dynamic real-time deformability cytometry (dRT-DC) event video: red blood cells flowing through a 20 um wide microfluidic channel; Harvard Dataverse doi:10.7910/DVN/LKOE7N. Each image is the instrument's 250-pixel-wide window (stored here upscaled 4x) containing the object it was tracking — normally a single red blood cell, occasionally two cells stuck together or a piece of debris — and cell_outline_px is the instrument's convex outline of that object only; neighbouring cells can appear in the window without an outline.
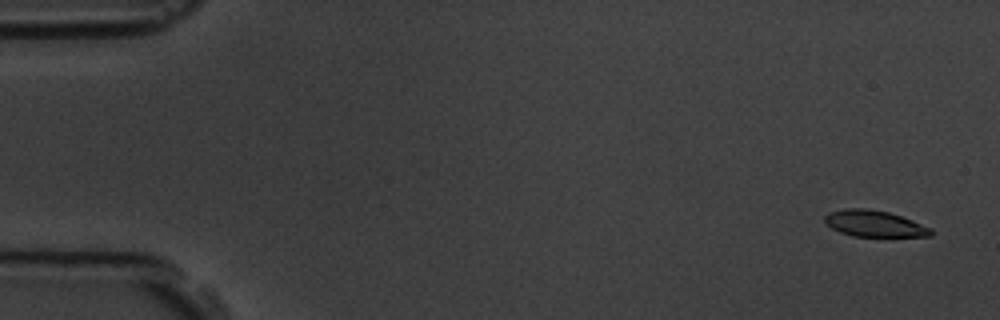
{"species": "common noctule bat (a hibernating species)", "species_latin": "Nyctalus noctula", "temperature_condition": "room temperature", "stored_images_in_passage": 6, "camera_frame_rate_fps": 3000, "um_per_image_px": 0.085, "animal": {"sex": "male", "body_mass_g": 19.5, "forearm_length_mm": 54.6}, "frame": {"image": 1, "passage_image": 1, "time_ms": 0.0, "image_size_px": [1000, 320], "cell_outline_px": [[932, 236], [852, 236], [840, 232], [832, 228], [824, 220], [824, 216], [828, 212], [844, 208], [868, 208], [888, 212], [912, 220], [932, 228]], "centroid_in_image_um": [74.3, 19.0], "position_along_channel_um": 10.7, "area_um2": 16.24}}
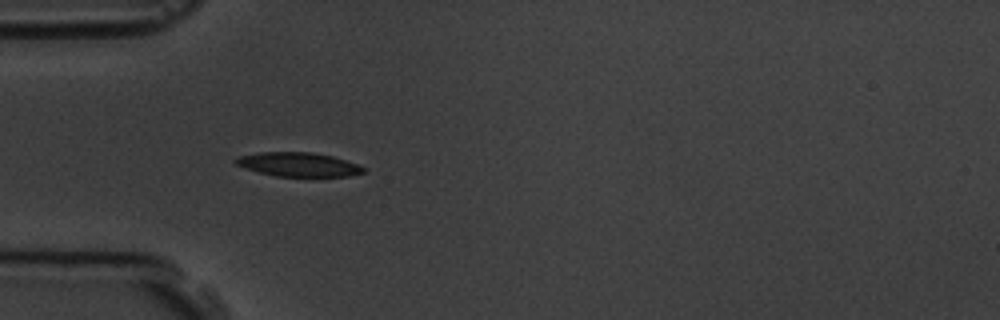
{"frame": {"image": 2, "passage_image": 5, "time_ms": 5.0, "image_size_px": [1000, 320], "cell_outline_px": [[364, 172], [348, 176], [312, 180], [276, 176], [260, 172], [236, 164], [232, 160], [236, 156], [260, 152], [312, 152], [332, 156], [356, 164], [364, 168]], "centroid_in_image_um": [25.38, 14.03], "position_along_channel_um": 59.6, "area_um2": 18.67}}
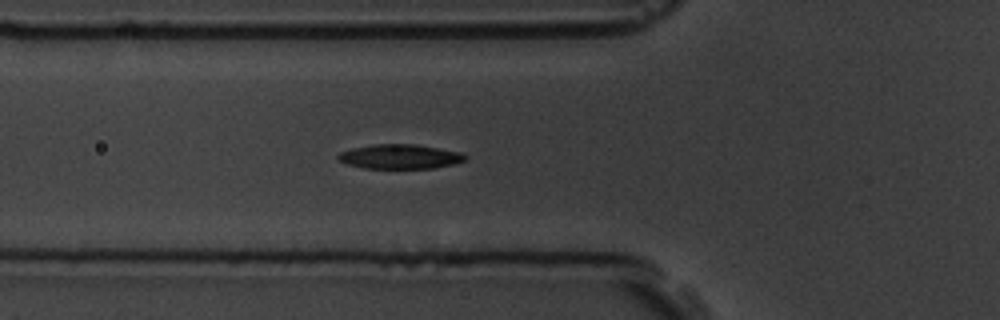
{"frame": {"image": 3, "passage_image": 6, "time_ms": 6.0, "image_size_px": [1000, 320], "cell_outline_px": [[468, 156], [464, 160], [456, 164], [436, 168], [364, 168], [348, 164], [340, 160], [336, 156], [340, 152], [352, 148], [372, 144], [416, 144], [460, 152]], "centroid_in_image_um": [34.02, 13.31], "position_along_channel_um": 91.8, "area_um2": 18.15}}